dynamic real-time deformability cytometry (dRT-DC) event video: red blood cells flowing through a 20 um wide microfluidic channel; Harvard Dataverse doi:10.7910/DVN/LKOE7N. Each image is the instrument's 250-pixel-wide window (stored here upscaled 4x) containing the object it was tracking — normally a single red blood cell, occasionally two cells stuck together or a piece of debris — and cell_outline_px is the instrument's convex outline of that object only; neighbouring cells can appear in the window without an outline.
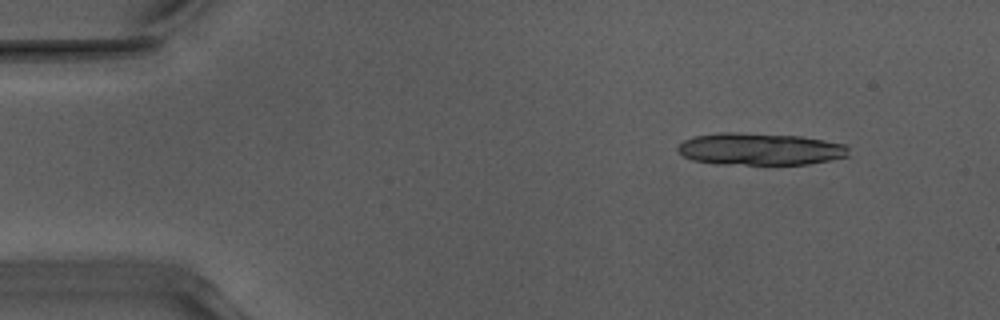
{"species": "Egyptian fruit bat (a non-hibernating species)", "species_latin": "Rousettus aegyptiacus", "temperature_condition": "warm", "stored_images_in_passage": 14, "camera_frame_rate_fps": 3000, "um_per_image_px": 0.085, "animal": {"sex": "male"}, "frame": {"image": 1, "passage_image": 1, "time_ms": 0.0, "image_size_px": [1000, 320], "cell_outline_px": [[848, 156], [808, 164], [716, 164], [692, 160], [684, 156], [676, 148], [684, 140], [696, 136], [720, 132], [740, 132], [800, 136], [848, 144]], "centroid_in_image_um": [64.6, 12.66], "position_along_channel_um": 20.4, "area_um2": 32.02}}